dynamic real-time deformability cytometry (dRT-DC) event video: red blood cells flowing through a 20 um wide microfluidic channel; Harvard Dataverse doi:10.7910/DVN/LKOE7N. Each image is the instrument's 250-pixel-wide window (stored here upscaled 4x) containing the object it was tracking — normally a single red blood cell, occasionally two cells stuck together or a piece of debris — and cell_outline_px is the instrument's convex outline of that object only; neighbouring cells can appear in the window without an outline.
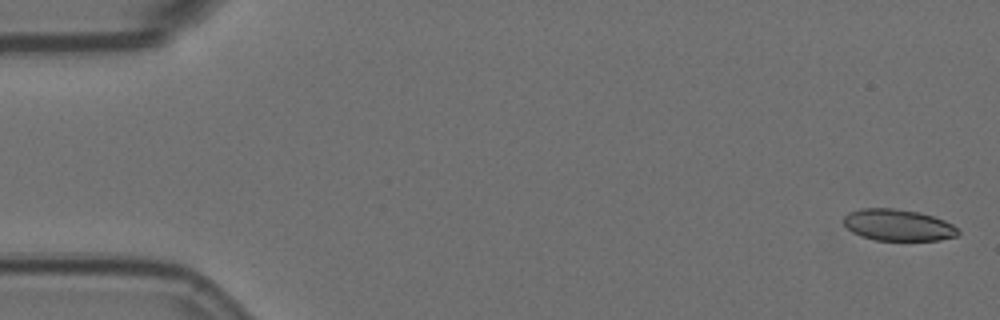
{"species": "Egyptian fruit bat (a non-hibernating species)", "species_latin": "Rousettus aegyptiacus", "temperature_condition": "room temperature", "stored_images_in_passage": 7, "camera_frame_rate_fps": 3000, "um_per_image_px": 0.085, "animal": {"sex": "female"}, "frame": {"image": 1, "passage_image": 1, "time_ms": 0.0, "image_size_px": [1000, 320], "cell_outline_px": [[960, 232], [956, 236], [940, 240], [876, 240], [852, 232], [844, 224], [844, 216], [848, 212], [860, 208], [892, 208], [920, 212], [944, 220], [952, 224]], "centroid_in_image_um": [76.33, 19.12], "position_along_channel_um": 8.7, "area_um2": 20.92}}
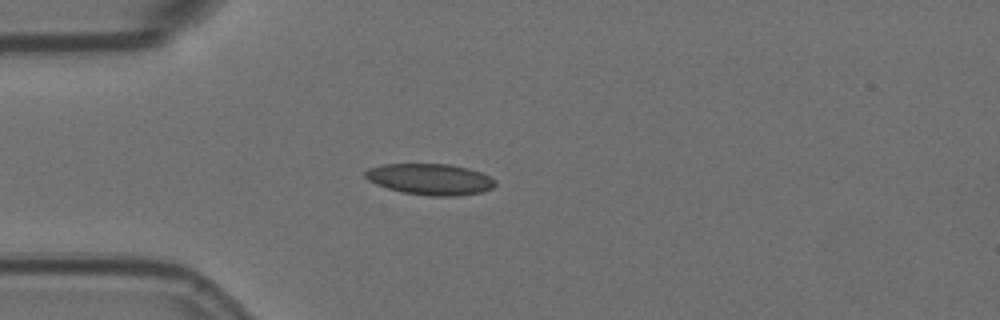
{"frame": {"image": 2, "passage_image": 5, "time_ms": 1.333, "image_size_px": [1000, 320], "cell_outline_px": [[496, 184], [492, 188], [480, 192], [460, 196], [428, 196], [404, 192], [388, 188], [376, 184], [368, 180], [364, 176], [364, 172], [368, 168], [384, 164], [452, 164], [468, 168], [480, 172], [496, 180]], "centroid_in_image_um": [36.56, 15.23], "position_along_channel_um": 48.4, "area_um2": 23.64}}
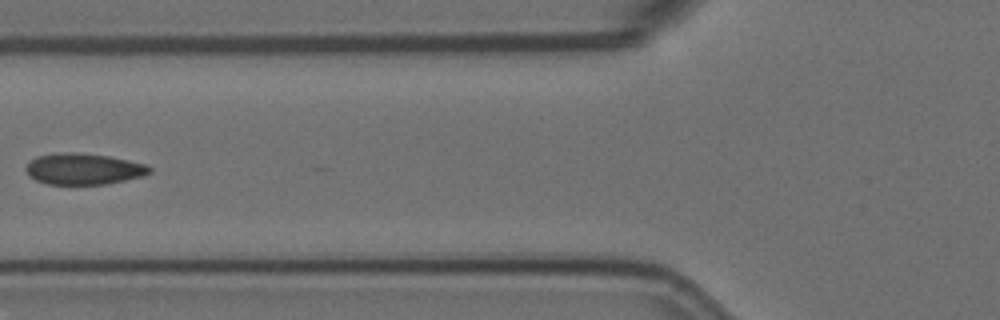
{"frame": {"image": 3, "passage_image": 7, "time_ms": 2.0, "image_size_px": [1000, 320], "cell_outline_px": [[152, 172], [144, 176], [104, 184], [48, 184], [36, 180], [28, 176], [24, 168], [28, 160], [36, 156], [60, 152], [72, 152], [108, 156], [148, 164], [152, 168]], "centroid_in_image_um": [7.08, 14.35], "position_along_channel_um": 118.7, "area_um2": 22.72}}